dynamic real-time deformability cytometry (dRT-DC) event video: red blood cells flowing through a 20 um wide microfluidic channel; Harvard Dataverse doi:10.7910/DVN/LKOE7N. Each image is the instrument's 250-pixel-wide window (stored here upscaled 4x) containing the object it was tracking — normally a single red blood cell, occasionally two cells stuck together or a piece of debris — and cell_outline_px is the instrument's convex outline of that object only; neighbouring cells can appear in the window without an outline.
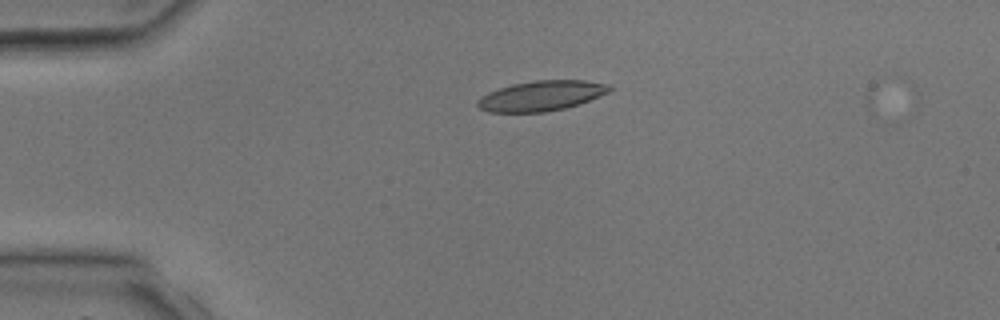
{"species": "common noctule bat (a hibernating species)", "species_latin": "Nyctalus noctula", "temperature_condition": "room temperature", "stored_images_in_passage": 3, "camera_frame_rate_fps": 3000, "um_per_image_px": 0.085, "animal": {"sex": "male", "body_mass_g": 17.9, "forearm_length_mm": 54.2}, "frame": {"image": 1, "passage_image": 2, "time_ms": 1.333, "image_size_px": [1000, 320], "cell_outline_px": [[612, 88], [608, 92], [580, 104], [564, 108], [544, 112], [488, 112], [480, 108], [476, 104], [476, 100], [480, 96], [488, 92], [512, 84], [536, 80], [588, 80], [612, 84]], "centroid_in_image_um": [46.02, 8.13], "position_along_channel_um": 39.0, "area_um2": 23.29}}